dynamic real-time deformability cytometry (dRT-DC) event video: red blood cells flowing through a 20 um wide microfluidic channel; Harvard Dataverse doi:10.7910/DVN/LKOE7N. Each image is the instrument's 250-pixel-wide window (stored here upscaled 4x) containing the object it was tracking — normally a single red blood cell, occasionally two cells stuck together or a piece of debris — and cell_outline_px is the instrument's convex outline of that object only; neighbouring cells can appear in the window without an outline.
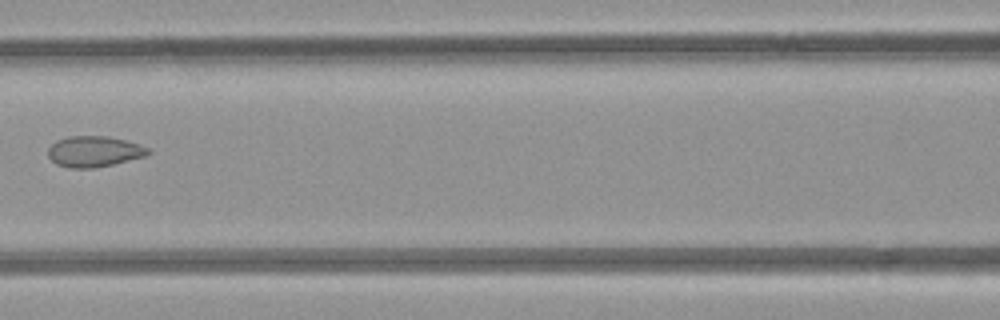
{"species": "common noctule bat (a hibernating species)", "species_latin": "Nyctalus noctula", "temperature_condition": "room temperature", "stored_images_in_passage": 7, "camera_frame_rate_fps": 3000, "um_per_image_px": 0.085, "animal": {"sex": "female", "body_mass_g": 21.9}, "frame": {"image": 1, "passage_image": 6, "time_ms": 6.667, "image_size_px": [1000, 320], "cell_outline_px": [[152, 152], [144, 156], [112, 164], [92, 168], [68, 168], [56, 164], [48, 156], [48, 148], [56, 140], [68, 136], [108, 136], [140, 144], [148, 148]], "centroid_in_image_um": [7.97, 12.87], "position_along_channel_um": 158.6, "area_um2": 17.92}}
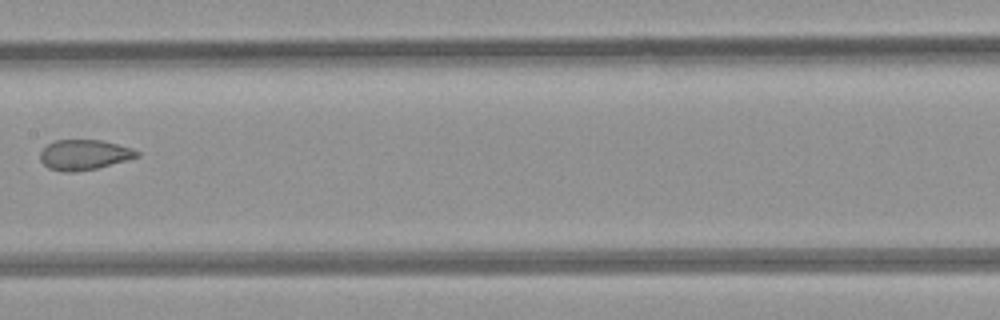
{"frame": {"image": 2, "passage_image": 7, "time_ms": 7.667, "image_size_px": [1000, 320], "cell_outline_px": [[140, 156], [128, 160], [96, 168], [76, 172], [64, 172], [48, 168], [40, 160], [40, 152], [48, 144], [56, 140], [100, 140], [132, 148], [140, 152]], "centroid_in_image_um": [7.16, 13.16], "position_along_channel_um": 200.2, "area_um2": 16.99}}